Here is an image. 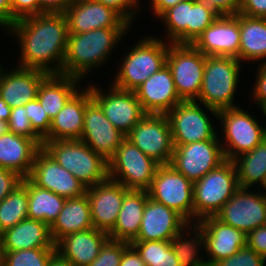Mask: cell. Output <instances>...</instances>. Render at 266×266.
I'll return each instance as SVG.
<instances>
[{
	"instance_id": "obj_49",
	"label": "cell",
	"mask_w": 266,
	"mask_h": 266,
	"mask_svg": "<svg viewBox=\"0 0 266 266\" xmlns=\"http://www.w3.org/2000/svg\"><path fill=\"white\" fill-rule=\"evenodd\" d=\"M22 179L16 172L0 168V202L21 184Z\"/></svg>"
},
{
	"instance_id": "obj_2",
	"label": "cell",
	"mask_w": 266,
	"mask_h": 266,
	"mask_svg": "<svg viewBox=\"0 0 266 266\" xmlns=\"http://www.w3.org/2000/svg\"><path fill=\"white\" fill-rule=\"evenodd\" d=\"M130 29L101 28L84 33H69L62 75L84 80L95 68L103 67L104 62L108 63L110 54Z\"/></svg>"
},
{
	"instance_id": "obj_62",
	"label": "cell",
	"mask_w": 266,
	"mask_h": 266,
	"mask_svg": "<svg viewBox=\"0 0 266 266\" xmlns=\"http://www.w3.org/2000/svg\"><path fill=\"white\" fill-rule=\"evenodd\" d=\"M261 189L264 190V192H266V183Z\"/></svg>"
},
{
	"instance_id": "obj_32",
	"label": "cell",
	"mask_w": 266,
	"mask_h": 266,
	"mask_svg": "<svg viewBox=\"0 0 266 266\" xmlns=\"http://www.w3.org/2000/svg\"><path fill=\"white\" fill-rule=\"evenodd\" d=\"M239 28V61H259L263 64L266 60V18L248 17L239 13Z\"/></svg>"
},
{
	"instance_id": "obj_34",
	"label": "cell",
	"mask_w": 266,
	"mask_h": 266,
	"mask_svg": "<svg viewBox=\"0 0 266 266\" xmlns=\"http://www.w3.org/2000/svg\"><path fill=\"white\" fill-rule=\"evenodd\" d=\"M65 201L66 198L38 187L28 178V218L43 221L51 227Z\"/></svg>"
},
{
	"instance_id": "obj_1",
	"label": "cell",
	"mask_w": 266,
	"mask_h": 266,
	"mask_svg": "<svg viewBox=\"0 0 266 266\" xmlns=\"http://www.w3.org/2000/svg\"><path fill=\"white\" fill-rule=\"evenodd\" d=\"M6 32L12 33L18 41L20 61L17 66L62 74L69 34L64 13L26 16L18 19Z\"/></svg>"
},
{
	"instance_id": "obj_11",
	"label": "cell",
	"mask_w": 266,
	"mask_h": 266,
	"mask_svg": "<svg viewBox=\"0 0 266 266\" xmlns=\"http://www.w3.org/2000/svg\"><path fill=\"white\" fill-rule=\"evenodd\" d=\"M126 139L159 165L170 164L174 145L166 114H146L126 135Z\"/></svg>"
},
{
	"instance_id": "obj_38",
	"label": "cell",
	"mask_w": 266,
	"mask_h": 266,
	"mask_svg": "<svg viewBox=\"0 0 266 266\" xmlns=\"http://www.w3.org/2000/svg\"><path fill=\"white\" fill-rule=\"evenodd\" d=\"M130 245L138 252L146 266H180L171 241H133Z\"/></svg>"
},
{
	"instance_id": "obj_6",
	"label": "cell",
	"mask_w": 266,
	"mask_h": 266,
	"mask_svg": "<svg viewBox=\"0 0 266 266\" xmlns=\"http://www.w3.org/2000/svg\"><path fill=\"white\" fill-rule=\"evenodd\" d=\"M239 188L234 162L228 159L193 182L194 223L215 216Z\"/></svg>"
},
{
	"instance_id": "obj_27",
	"label": "cell",
	"mask_w": 266,
	"mask_h": 266,
	"mask_svg": "<svg viewBox=\"0 0 266 266\" xmlns=\"http://www.w3.org/2000/svg\"><path fill=\"white\" fill-rule=\"evenodd\" d=\"M41 148L35 140L8 131L0 136V168L28 178Z\"/></svg>"
},
{
	"instance_id": "obj_16",
	"label": "cell",
	"mask_w": 266,
	"mask_h": 266,
	"mask_svg": "<svg viewBox=\"0 0 266 266\" xmlns=\"http://www.w3.org/2000/svg\"><path fill=\"white\" fill-rule=\"evenodd\" d=\"M28 178L38 187L66 199L86 194V187L72 173L60 166L43 147L36 154Z\"/></svg>"
},
{
	"instance_id": "obj_22",
	"label": "cell",
	"mask_w": 266,
	"mask_h": 266,
	"mask_svg": "<svg viewBox=\"0 0 266 266\" xmlns=\"http://www.w3.org/2000/svg\"><path fill=\"white\" fill-rule=\"evenodd\" d=\"M190 223L177 211L148 198L134 241H171Z\"/></svg>"
},
{
	"instance_id": "obj_50",
	"label": "cell",
	"mask_w": 266,
	"mask_h": 266,
	"mask_svg": "<svg viewBox=\"0 0 266 266\" xmlns=\"http://www.w3.org/2000/svg\"><path fill=\"white\" fill-rule=\"evenodd\" d=\"M17 19L39 14V0H10Z\"/></svg>"
},
{
	"instance_id": "obj_45",
	"label": "cell",
	"mask_w": 266,
	"mask_h": 266,
	"mask_svg": "<svg viewBox=\"0 0 266 266\" xmlns=\"http://www.w3.org/2000/svg\"><path fill=\"white\" fill-rule=\"evenodd\" d=\"M201 5L217 17L233 16L239 13L240 0H198Z\"/></svg>"
},
{
	"instance_id": "obj_23",
	"label": "cell",
	"mask_w": 266,
	"mask_h": 266,
	"mask_svg": "<svg viewBox=\"0 0 266 266\" xmlns=\"http://www.w3.org/2000/svg\"><path fill=\"white\" fill-rule=\"evenodd\" d=\"M134 92L147 114H167L182 101L175 90L167 64L151 75Z\"/></svg>"
},
{
	"instance_id": "obj_52",
	"label": "cell",
	"mask_w": 266,
	"mask_h": 266,
	"mask_svg": "<svg viewBox=\"0 0 266 266\" xmlns=\"http://www.w3.org/2000/svg\"><path fill=\"white\" fill-rule=\"evenodd\" d=\"M70 4V0H39V14L64 13Z\"/></svg>"
},
{
	"instance_id": "obj_37",
	"label": "cell",
	"mask_w": 266,
	"mask_h": 266,
	"mask_svg": "<svg viewBox=\"0 0 266 266\" xmlns=\"http://www.w3.org/2000/svg\"><path fill=\"white\" fill-rule=\"evenodd\" d=\"M159 19L165 25L168 43L190 44V0L169 8Z\"/></svg>"
},
{
	"instance_id": "obj_8",
	"label": "cell",
	"mask_w": 266,
	"mask_h": 266,
	"mask_svg": "<svg viewBox=\"0 0 266 266\" xmlns=\"http://www.w3.org/2000/svg\"><path fill=\"white\" fill-rule=\"evenodd\" d=\"M206 55L192 44L170 43L166 64L182 101H196L203 82Z\"/></svg>"
},
{
	"instance_id": "obj_42",
	"label": "cell",
	"mask_w": 266,
	"mask_h": 266,
	"mask_svg": "<svg viewBox=\"0 0 266 266\" xmlns=\"http://www.w3.org/2000/svg\"><path fill=\"white\" fill-rule=\"evenodd\" d=\"M26 113L24 105L12 108L9 121L7 122L9 132L33 139L42 147L43 140L33 131Z\"/></svg>"
},
{
	"instance_id": "obj_47",
	"label": "cell",
	"mask_w": 266,
	"mask_h": 266,
	"mask_svg": "<svg viewBox=\"0 0 266 266\" xmlns=\"http://www.w3.org/2000/svg\"><path fill=\"white\" fill-rule=\"evenodd\" d=\"M257 69L251 96L254 99L253 101H255L253 103L258 104V107L260 106L259 108H261L264 104H266V66L259 64Z\"/></svg>"
},
{
	"instance_id": "obj_48",
	"label": "cell",
	"mask_w": 266,
	"mask_h": 266,
	"mask_svg": "<svg viewBox=\"0 0 266 266\" xmlns=\"http://www.w3.org/2000/svg\"><path fill=\"white\" fill-rule=\"evenodd\" d=\"M246 245L258 255L266 258V225L259 226L247 234Z\"/></svg>"
},
{
	"instance_id": "obj_44",
	"label": "cell",
	"mask_w": 266,
	"mask_h": 266,
	"mask_svg": "<svg viewBox=\"0 0 266 266\" xmlns=\"http://www.w3.org/2000/svg\"><path fill=\"white\" fill-rule=\"evenodd\" d=\"M265 261L266 258L246 245L235 254L218 261L214 266H266Z\"/></svg>"
},
{
	"instance_id": "obj_40",
	"label": "cell",
	"mask_w": 266,
	"mask_h": 266,
	"mask_svg": "<svg viewBox=\"0 0 266 266\" xmlns=\"http://www.w3.org/2000/svg\"><path fill=\"white\" fill-rule=\"evenodd\" d=\"M216 19L217 16L198 0H190V44Z\"/></svg>"
},
{
	"instance_id": "obj_9",
	"label": "cell",
	"mask_w": 266,
	"mask_h": 266,
	"mask_svg": "<svg viewBox=\"0 0 266 266\" xmlns=\"http://www.w3.org/2000/svg\"><path fill=\"white\" fill-rule=\"evenodd\" d=\"M158 166L157 162L125 138L108 160V175L109 179L127 189L147 190Z\"/></svg>"
},
{
	"instance_id": "obj_54",
	"label": "cell",
	"mask_w": 266,
	"mask_h": 266,
	"mask_svg": "<svg viewBox=\"0 0 266 266\" xmlns=\"http://www.w3.org/2000/svg\"><path fill=\"white\" fill-rule=\"evenodd\" d=\"M119 266H146L138 252L130 245L124 252Z\"/></svg>"
},
{
	"instance_id": "obj_61",
	"label": "cell",
	"mask_w": 266,
	"mask_h": 266,
	"mask_svg": "<svg viewBox=\"0 0 266 266\" xmlns=\"http://www.w3.org/2000/svg\"><path fill=\"white\" fill-rule=\"evenodd\" d=\"M138 9H141L140 7H139V3H140V1L141 0H130Z\"/></svg>"
},
{
	"instance_id": "obj_12",
	"label": "cell",
	"mask_w": 266,
	"mask_h": 266,
	"mask_svg": "<svg viewBox=\"0 0 266 266\" xmlns=\"http://www.w3.org/2000/svg\"><path fill=\"white\" fill-rule=\"evenodd\" d=\"M198 101H181L166 115L170 122L173 145L219 138L210 116ZM213 124H212V123Z\"/></svg>"
},
{
	"instance_id": "obj_30",
	"label": "cell",
	"mask_w": 266,
	"mask_h": 266,
	"mask_svg": "<svg viewBox=\"0 0 266 266\" xmlns=\"http://www.w3.org/2000/svg\"><path fill=\"white\" fill-rule=\"evenodd\" d=\"M90 204L87 195L66 199L58 218L50 227L53 242L56 244L64 236L92 229Z\"/></svg>"
},
{
	"instance_id": "obj_60",
	"label": "cell",
	"mask_w": 266,
	"mask_h": 266,
	"mask_svg": "<svg viewBox=\"0 0 266 266\" xmlns=\"http://www.w3.org/2000/svg\"><path fill=\"white\" fill-rule=\"evenodd\" d=\"M260 109H261L260 111L263 113L262 115H264V117H266V104H264ZM264 119H266V118H264ZM265 128H266V125H265Z\"/></svg>"
},
{
	"instance_id": "obj_28",
	"label": "cell",
	"mask_w": 266,
	"mask_h": 266,
	"mask_svg": "<svg viewBox=\"0 0 266 266\" xmlns=\"http://www.w3.org/2000/svg\"><path fill=\"white\" fill-rule=\"evenodd\" d=\"M4 252L35 248H56L50 227L43 221L26 218L0 234Z\"/></svg>"
},
{
	"instance_id": "obj_35",
	"label": "cell",
	"mask_w": 266,
	"mask_h": 266,
	"mask_svg": "<svg viewBox=\"0 0 266 266\" xmlns=\"http://www.w3.org/2000/svg\"><path fill=\"white\" fill-rule=\"evenodd\" d=\"M171 246L180 266H207L205 255H200L203 252L204 239L201 229L196 223L187 225L176 234L171 240Z\"/></svg>"
},
{
	"instance_id": "obj_4",
	"label": "cell",
	"mask_w": 266,
	"mask_h": 266,
	"mask_svg": "<svg viewBox=\"0 0 266 266\" xmlns=\"http://www.w3.org/2000/svg\"><path fill=\"white\" fill-rule=\"evenodd\" d=\"M42 147L86 188L109 178L108 161L80 139L43 141Z\"/></svg>"
},
{
	"instance_id": "obj_39",
	"label": "cell",
	"mask_w": 266,
	"mask_h": 266,
	"mask_svg": "<svg viewBox=\"0 0 266 266\" xmlns=\"http://www.w3.org/2000/svg\"><path fill=\"white\" fill-rule=\"evenodd\" d=\"M56 248L24 249L4 252V266H48Z\"/></svg>"
},
{
	"instance_id": "obj_3",
	"label": "cell",
	"mask_w": 266,
	"mask_h": 266,
	"mask_svg": "<svg viewBox=\"0 0 266 266\" xmlns=\"http://www.w3.org/2000/svg\"><path fill=\"white\" fill-rule=\"evenodd\" d=\"M241 62L234 57L206 56L199 98L202 107L218 118V111L237 107L234 103Z\"/></svg>"
},
{
	"instance_id": "obj_57",
	"label": "cell",
	"mask_w": 266,
	"mask_h": 266,
	"mask_svg": "<svg viewBox=\"0 0 266 266\" xmlns=\"http://www.w3.org/2000/svg\"><path fill=\"white\" fill-rule=\"evenodd\" d=\"M12 108L8 106L0 97V120L9 121Z\"/></svg>"
},
{
	"instance_id": "obj_55",
	"label": "cell",
	"mask_w": 266,
	"mask_h": 266,
	"mask_svg": "<svg viewBox=\"0 0 266 266\" xmlns=\"http://www.w3.org/2000/svg\"><path fill=\"white\" fill-rule=\"evenodd\" d=\"M184 0H151V11L157 18H159L166 10L171 7H174L176 4Z\"/></svg>"
},
{
	"instance_id": "obj_25",
	"label": "cell",
	"mask_w": 266,
	"mask_h": 266,
	"mask_svg": "<svg viewBox=\"0 0 266 266\" xmlns=\"http://www.w3.org/2000/svg\"><path fill=\"white\" fill-rule=\"evenodd\" d=\"M90 98L88 85L78 89L52 119L49 134L43 141L81 139L86 102Z\"/></svg>"
},
{
	"instance_id": "obj_24",
	"label": "cell",
	"mask_w": 266,
	"mask_h": 266,
	"mask_svg": "<svg viewBox=\"0 0 266 266\" xmlns=\"http://www.w3.org/2000/svg\"><path fill=\"white\" fill-rule=\"evenodd\" d=\"M48 75L37 69L16 66L6 71L0 66V97L11 108L26 105L37 98L39 86Z\"/></svg>"
},
{
	"instance_id": "obj_29",
	"label": "cell",
	"mask_w": 266,
	"mask_h": 266,
	"mask_svg": "<svg viewBox=\"0 0 266 266\" xmlns=\"http://www.w3.org/2000/svg\"><path fill=\"white\" fill-rule=\"evenodd\" d=\"M148 198L147 190L129 189L125 193L117 222L108 233L110 239L131 243L137 238Z\"/></svg>"
},
{
	"instance_id": "obj_26",
	"label": "cell",
	"mask_w": 266,
	"mask_h": 266,
	"mask_svg": "<svg viewBox=\"0 0 266 266\" xmlns=\"http://www.w3.org/2000/svg\"><path fill=\"white\" fill-rule=\"evenodd\" d=\"M108 238V233L94 228L71 233L55 244L56 252L74 266H89Z\"/></svg>"
},
{
	"instance_id": "obj_21",
	"label": "cell",
	"mask_w": 266,
	"mask_h": 266,
	"mask_svg": "<svg viewBox=\"0 0 266 266\" xmlns=\"http://www.w3.org/2000/svg\"><path fill=\"white\" fill-rule=\"evenodd\" d=\"M192 45L206 56L234 57L239 60V13L233 16L217 17Z\"/></svg>"
},
{
	"instance_id": "obj_58",
	"label": "cell",
	"mask_w": 266,
	"mask_h": 266,
	"mask_svg": "<svg viewBox=\"0 0 266 266\" xmlns=\"http://www.w3.org/2000/svg\"><path fill=\"white\" fill-rule=\"evenodd\" d=\"M9 131L8 123L6 121L0 120V136Z\"/></svg>"
},
{
	"instance_id": "obj_51",
	"label": "cell",
	"mask_w": 266,
	"mask_h": 266,
	"mask_svg": "<svg viewBox=\"0 0 266 266\" xmlns=\"http://www.w3.org/2000/svg\"><path fill=\"white\" fill-rule=\"evenodd\" d=\"M239 13L248 17L266 18V0H240Z\"/></svg>"
},
{
	"instance_id": "obj_31",
	"label": "cell",
	"mask_w": 266,
	"mask_h": 266,
	"mask_svg": "<svg viewBox=\"0 0 266 266\" xmlns=\"http://www.w3.org/2000/svg\"><path fill=\"white\" fill-rule=\"evenodd\" d=\"M81 84V79L62 74H49L41 82L37 99L51 120L80 88Z\"/></svg>"
},
{
	"instance_id": "obj_46",
	"label": "cell",
	"mask_w": 266,
	"mask_h": 266,
	"mask_svg": "<svg viewBox=\"0 0 266 266\" xmlns=\"http://www.w3.org/2000/svg\"><path fill=\"white\" fill-rule=\"evenodd\" d=\"M118 12L129 24L134 22L139 10L130 0H93ZM135 16V17H134Z\"/></svg>"
},
{
	"instance_id": "obj_14",
	"label": "cell",
	"mask_w": 266,
	"mask_h": 266,
	"mask_svg": "<svg viewBox=\"0 0 266 266\" xmlns=\"http://www.w3.org/2000/svg\"><path fill=\"white\" fill-rule=\"evenodd\" d=\"M220 139L174 145L170 165L192 182L201 179L225 160Z\"/></svg>"
},
{
	"instance_id": "obj_19",
	"label": "cell",
	"mask_w": 266,
	"mask_h": 266,
	"mask_svg": "<svg viewBox=\"0 0 266 266\" xmlns=\"http://www.w3.org/2000/svg\"><path fill=\"white\" fill-rule=\"evenodd\" d=\"M196 224L203 235L207 266H214L246 246L247 235L243 231L224 224L215 216L203 218Z\"/></svg>"
},
{
	"instance_id": "obj_18",
	"label": "cell",
	"mask_w": 266,
	"mask_h": 266,
	"mask_svg": "<svg viewBox=\"0 0 266 266\" xmlns=\"http://www.w3.org/2000/svg\"><path fill=\"white\" fill-rule=\"evenodd\" d=\"M68 33H84L101 28H129V24L114 9L93 0L71 1L64 12Z\"/></svg>"
},
{
	"instance_id": "obj_13",
	"label": "cell",
	"mask_w": 266,
	"mask_h": 266,
	"mask_svg": "<svg viewBox=\"0 0 266 266\" xmlns=\"http://www.w3.org/2000/svg\"><path fill=\"white\" fill-rule=\"evenodd\" d=\"M254 189L240 187L215 217L246 235L266 225V192Z\"/></svg>"
},
{
	"instance_id": "obj_10",
	"label": "cell",
	"mask_w": 266,
	"mask_h": 266,
	"mask_svg": "<svg viewBox=\"0 0 266 266\" xmlns=\"http://www.w3.org/2000/svg\"><path fill=\"white\" fill-rule=\"evenodd\" d=\"M147 193L153 201L177 211L190 224L194 223L193 182L170 164L157 167Z\"/></svg>"
},
{
	"instance_id": "obj_17",
	"label": "cell",
	"mask_w": 266,
	"mask_h": 266,
	"mask_svg": "<svg viewBox=\"0 0 266 266\" xmlns=\"http://www.w3.org/2000/svg\"><path fill=\"white\" fill-rule=\"evenodd\" d=\"M83 122L80 140L108 161L126 136L112 125L92 97L86 102Z\"/></svg>"
},
{
	"instance_id": "obj_36",
	"label": "cell",
	"mask_w": 266,
	"mask_h": 266,
	"mask_svg": "<svg viewBox=\"0 0 266 266\" xmlns=\"http://www.w3.org/2000/svg\"><path fill=\"white\" fill-rule=\"evenodd\" d=\"M28 218V178L0 202V234Z\"/></svg>"
},
{
	"instance_id": "obj_15",
	"label": "cell",
	"mask_w": 266,
	"mask_h": 266,
	"mask_svg": "<svg viewBox=\"0 0 266 266\" xmlns=\"http://www.w3.org/2000/svg\"><path fill=\"white\" fill-rule=\"evenodd\" d=\"M88 86L91 97L99 104L106 118L125 136L147 114L134 91L122 90L112 84L108 92H103L105 90L95 84Z\"/></svg>"
},
{
	"instance_id": "obj_5",
	"label": "cell",
	"mask_w": 266,
	"mask_h": 266,
	"mask_svg": "<svg viewBox=\"0 0 266 266\" xmlns=\"http://www.w3.org/2000/svg\"><path fill=\"white\" fill-rule=\"evenodd\" d=\"M170 43L155 36H147L128 51L116 72L112 85L116 88L134 91L151 75L166 65Z\"/></svg>"
},
{
	"instance_id": "obj_43",
	"label": "cell",
	"mask_w": 266,
	"mask_h": 266,
	"mask_svg": "<svg viewBox=\"0 0 266 266\" xmlns=\"http://www.w3.org/2000/svg\"><path fill=\"white\" fill-rule=\"evenodd\" d=\"M27 118L30 120L33 131L43 140L50 130L52 120L44 111L38 99L29 101L26 105Z\"/></svg>"
},
{
	"instance_id": "obj_59",
	"label": "cell",
	"mask_w": 266,
	"mask_h": 266,
	"mask_svg": "<svg viewBox=\"0 0 266 266\" xmlns=\"http://www.w3.org/2000/svg\"><path fill=\"white\" fill-rule=\"evenodd\" d=\"M4 248H3V243L2 239L0 236V266H4Z\"/></svg>"
},
{
	"instance_id": "obj_53",
	"label": "cell",
	"mask_w": 266,
	"mask_h": 266,
	"mask_svg": "<svg viewBox=\"0 0 266 266\" xmlns=\"http://www.w3.org/2000/svg\"><path fill=\"white\" fill-rule=\"evenodd\" d=\"M18 19L13 15L12 3L10 0H0V28L8 29Z\"/></svg>"
},
{
	"instance_id": "obj_33",
	"label": "cell",
	"mask_w": 266,
	"mask_h": 266,
	"mask_svg": "<svg viewBox=\"0 0 266 266\" xmlns=\"http://www.w3.org/2000/svg\"><path fill=\"white\" fill-rule=\"evenodd\" d=\"M234 162L239 186L242 188L263 187L266 183V138L252 151L245 152ZM261 184V185H260Z\"/></svg>"
},
{
	"instance_id": "obj_20",
	"label": "cell",
	"mask_w": 266,
	"mask_h": 266,
	"mask_svg": "<svg viewBox=\"0 0 266 266\" xmlns=\"http://www.w3.org/2000/svg\"><path fill=\"white\" fill-rule=\"evenodd\" d=\"M128 190L121 183L109 178L86 188L94 229L109 233L114 228Z\"/></svg>"
},
{
	"instance_id": "obj_7",
	"label": "cell",
	"mask_w": 266,
	"mask_h": 266,
	"mask_svg": "<svg viewBox=\"0 0 266 266\" xmlns=\"http://www.w3.org/2000/svg\"><path fill=\"white\" fill-rule=\"evenodd\" d=\"M219 123L224 141L221 146L225 159L233 160L239 155L252 151L266 138L265 125H261L253 116L242 107H232L218 111Z\"/></svg>"
},
{
	"instance_id": "obj_56",
	"label": "cell",
	"mask_w": 266,
	"mask_h": 266,
	"mask_svg": "<svg viewBox=\"0 0 266 266\" xmlns=\"http://www.w3.org/2000/svg\"><path fill=\"white\" fill-rule=\"evenodd\" d=\"M48 266H74L70 261L63 258L58 252H55L49 263Z\"/></svg>"
},
{
	"instance_id": "obj_41",
	"label": "cell",
	"mask_w": 266,
	"mask_h": 266,
	"mask_svg": "<svg viewBox=\"0 0 266 266\" xmlns=\"http://www.w3.org/2000/svg\"><path fill=\"white\" fill-rule=\"evenodd\" d=\"M129 246L128 242L108 238L89 266H119L123 252Z\"/></svg>"
}]
</instances>
